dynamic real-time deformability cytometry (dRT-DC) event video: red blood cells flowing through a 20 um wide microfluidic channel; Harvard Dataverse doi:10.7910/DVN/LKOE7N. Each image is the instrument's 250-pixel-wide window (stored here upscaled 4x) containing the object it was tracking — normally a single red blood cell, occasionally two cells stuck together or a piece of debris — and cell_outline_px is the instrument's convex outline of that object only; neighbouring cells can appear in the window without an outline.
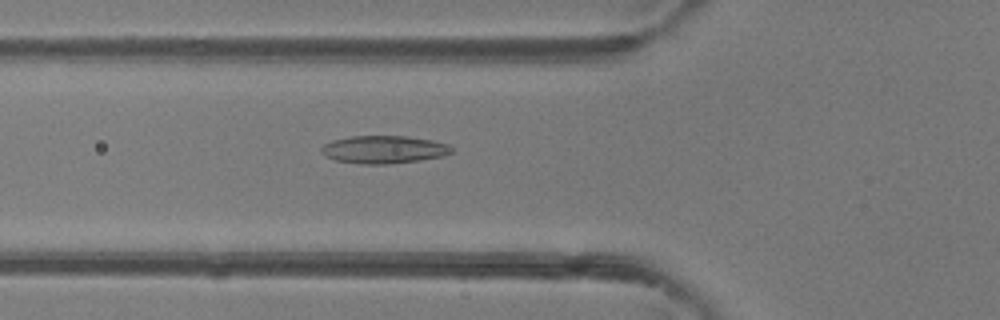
{"species": "common noctule bat (a hibernating species)", "species_latin": "Nyctalus noctula", "temperature_condition": "room temperature", "stored_images_in_passage": 47, "camera_frame_rate_fps": 3000, "um_per_image_px": 0.085, "animal": {"sex": "female"}, "frame": {"image": 1, "passage_image": 17, "time_ms": 5.333, "image_size_px": [1000, 320], "cell_outline_px": [[452, 152], [444, 156], [420, 160], [388, 164], [360, 164], [336, 160], [324, 156], [320, 152], [320, 148], [324, 144], [332, 140], [352, 136], [408, 136], [432, 140], [448, 144], [452, 148]], "centroid_in_image_um": [32.61, 12.71], "position_along_channel_um": 93.2, "area_um2": 21.21}}
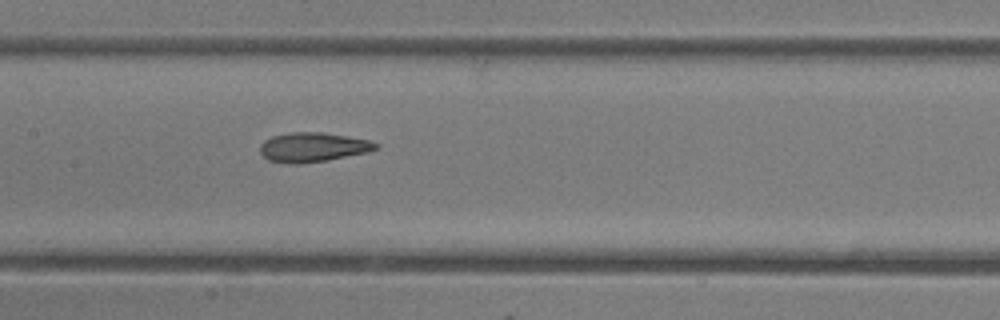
{"frame": {"image": 2, "passage_image": 23, "time_ms": 7.333, "image_size_px": [1000, 320], "cell_outline_px": [[380, 148], [368, 152], [328, 160], [300, 164], [292, 164], [268, 160], [260, 152], [260, 144], [264, 140], [272, 136], [292, 132], [324, 132], [372, 140], [380, 144]], "centroid_in_image_um": [26.64, 12.51], "position_along_channel_um": 180.8, "area_um2": 20.11}}
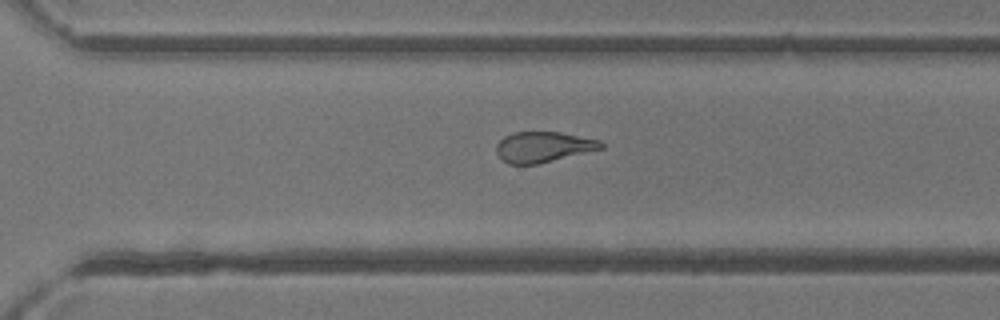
{"frame": {"image": 3, "passage_image": 33, "time_ms": 10.667, "image_size_px": [1000, 320], "cell_outline_px": [[604, 148], [540, 164], [508, 164], [496, 152], [496, 144], [504, 136], [512, 132], [560, 132], [600, 140], [604, 144]], "centroid_in_image_um": [46.19, 12.49], "position_along_channel_um": 324.4, "area_um2": 18.73}, "authors_computed_cell_mechanics": {"area_um2": 20.8658, "velocity_mm_per_s": 4.3375, "shape_relaxation_time_tau1_ms": 5.9529, "shape_relaxation_time_tau2_ms": 1.4128, "deformation_change_tau1": 0.1713, "deformation_change_tau2": 0.1035}}